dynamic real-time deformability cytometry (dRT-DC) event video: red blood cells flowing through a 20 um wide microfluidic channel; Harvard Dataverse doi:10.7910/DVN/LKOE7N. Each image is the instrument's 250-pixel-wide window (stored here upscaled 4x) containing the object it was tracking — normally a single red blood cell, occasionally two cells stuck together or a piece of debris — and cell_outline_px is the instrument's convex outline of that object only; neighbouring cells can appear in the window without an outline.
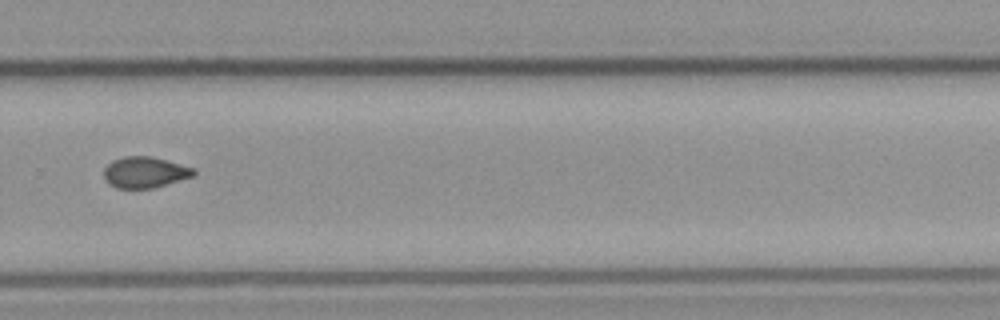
{"species": "common noctule bat (a hibernating species)", "species_latin": "Nyctalus noctula", "temperature_condition": "cold", "stored_images_in_passage": 11, "camera_frame_rate_fps": 3000, "um_per_image_px": 0.085, "animal": {"sex": "male", "body_mass_g": 23.1, "forearm_length_mm": 52.7}, "frame": {"image": 1, "passage_image": 11, "time_ms": 12.333, "image_size_px": [1000, 320], "cell_outline_px": [[196, 172], [192, 176], [152, 188], [116, 188], [108, 184], [104, 180], [104, 168], [112, 160], [124, 156], [152, 156], [196, 168]], "centroid_in_image_um": [12.28, 14.63], "position_along_channel_um": 317.5, "area_um2": 16.3}}